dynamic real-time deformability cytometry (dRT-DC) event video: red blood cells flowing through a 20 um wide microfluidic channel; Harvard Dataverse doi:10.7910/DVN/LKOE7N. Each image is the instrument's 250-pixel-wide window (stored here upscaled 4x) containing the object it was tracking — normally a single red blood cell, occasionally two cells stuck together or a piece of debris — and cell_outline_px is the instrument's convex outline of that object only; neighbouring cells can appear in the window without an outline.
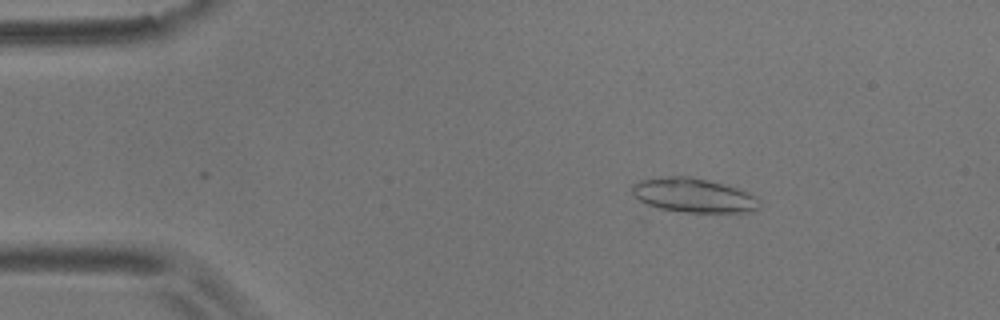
{"species": "common noctule bat (a hibernating species)", "species_latin": "Nyctalus noctula", "temperature_condition": "room temperature", "stored_images_in_passage": 2, "camera_frame_rate_fps": 3000, "um_per_image_px": 0.085, "animal": {"sex": "male", "body_mass_g": 17.9}, "frame": {"image": 1, "passage_image": 2, "time_ms": 0.333, "image_size_px": [1000, 320], "cell_outline_px": [[760, 208], [752, 212], [684, 212], [660, 208], [648, 204], [640, 200], [632, 192], [632, 184], [640, 180], [668, 176], [688, 176], [708, 180], [724, 184], [748, 192], [756, 196], [760, 200]], "centroid_in_image_um": [58.99, 16.6], "position_along_channel_um": 26.0, "area_um2": 25.32}}